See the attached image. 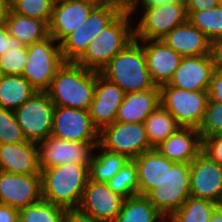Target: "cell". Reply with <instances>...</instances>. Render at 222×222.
Returning a JSON list of instances; mask_svg holds the SVG:
<instances>
[{
    "label": "cell",
    "mask_w": 222,
    "mask_h": 222,
    "mask_svg": "<svg viewBox=\"0 0 222 222\" xmlns=\"http://www.w3.org/2000/svg\"><path fill=\"white\" fill-rule=\"evenodd\" d=\"M97 72L75 62H65L46 91L54 106L89 111L94 98Z\"/></svg>",
    "instance_id": "obj_1"
},
{
    "label": "cell",
    "mask_w": 222,
    "mask_h": 222,
    "mask_svg": "<svg viewBox=\"0 0 222 222\" xmlns=\"http://www.w3.org/2000/svg\"><path fill=\"white\" fill-rule=\"evenodd\" d=\"M41 198L65 209L77 208L89 179V165L61 164L40 170Z\"/></svg>",
    "instance_id": "obj_2"
},
{
    "label": "cell",
    "mask_w": 222,
    "mask_h": 222,
    "mask_svg": "<svg viewBox=\"0 0 222 222\" xmlns=\"http://www.w3.org/2000/svg\"><path fill=\"white\" fill-rule=\"evenodd\" d=\"M129 11H123L88 44L76 64L100 72L111 59L134 40V25Z\"/></svg>",
    "instance_id": "obj_3"
},
{
    "label": "cell",
    "mask_w": 222,
    "mask_h": 222,
    "mask_svg": "<svg viewBox=\"0 0 222 222\" xmlns=\"http://www.w3.org/2000/svg\"><path fill=\"white\" fill-rule=\"evenodd\" d=\"M100 74L117 84L125 93L144 91L156 86L147 69L142 44L135 39L117 53Z\"/></svg>",
    "instance_id": "obj_4"
},
{
    "label": "cell",
    "mask_w": 222,
    "mask_h": 222,
    "mask_svg": "<svg viewBox=\"0 0 222 222\" xmlns=\"http://www.w3.org/2000/svg\"><path fill=\"white\" fill-rule=\"evenodd\" d=\"M50 35L27 46L28 58L22 76L37 92H46L57 70L65 63L60 44Z\"/></svg>",
    "instance_id": "obj_5"
},
{
    "label": "cell",
    "mask_w": 222,
    "mask_h": 222,
    "mask_svg": "<svg viewBox=\"0 0 222 222\" xmlns=\"http://www.w3.org/2000/svg\"><path fill=\"white\" fill-rule=\"evenodd\" d=\"M122 12L119 7L111 4L96 6L82 25L60 43L64 61L75 62L85 52L88 44Z\"/></svg>",
    "instance_id": "obj_6"
},
{
    "label": "cell",
    "mask_w": 222,
    "mask_h": 222,
    "mask_svg": "<svg viewBox=\"0 0 222 222\" xmlns=\"http://www.w3.org/2000/svg\"><path fill=\"white\" fill-rule=\"evenodd\" d=\"M160 88L161 106L166 109L181 127L198 129L208 102L207 91H187L164 84Z\"/></svg>",
    "instance_id": "obj_7"
},
{
    "label": "cell",
    "mask_w": 222,
    "mask_h": 222,
    "mask_svg": "<svg viewBox=\"0 0 222 222\" xmlns=\"http://www.w3.org/2000/svg\"><path fill=\"white\" fill-rule=\"evenodd\" d=\"M142 9V18L134 27L135 40H161L173 28L187 21V7L183 1Z\"/></svg>",
    "instance_id": "obj_8"
},
{
    "label": "cell",
    "mask_w": 222,
    "mask_h": 222,
    "mask_svg": "<svg viewBox=\"0 0 222 222\" xmlns=\"http://www.w3.org/2000/svg\"><path fill=\"white\" fill-rule=\"evenodd\" d=\"M54 104L46 92H36L14 110L27 141L39 143L51 136Z\"/></svg>",
    "instance_id": "obj_9"
},
{
    "label": "cell",
    "mask_w": 222,
    "mask_h": 222,
    "mask_svg": "<svg viewBox=\"0 0 222 222\" xmlns=\"http://www.w3.org/2000/svg\"><path fill=\"white\" fill-rule=\"evenodd\" d=\"M189 179L190 163L168 160L167 183L159 189H153L146 197L163 216L168 218L190 197Z\"/></svg>",
    "instance_id": "obj_10"
},
{
    "label": "cell",
    "mask_w": 222,
    "mask_h": 222,
    "mask_svg": "<svg viewBox=\"0 0 222 222\" xmlns=\"http://www.w3.org/2000/svg\"><path fill=\"white\" fill-rule=\"evenodd\" d=\"M99 144L108 151L134 159L153 149L147 139L144 123L114 121L99 132Z\"/></svg>",
    "instance_id": "obj_11"
},
{
    "label": "cell",
    "mask_w": 222,
    "mask_h": 222,
    "mask_svg": "<svg viewBox=\"0 0 222 222\" xmlns=\"http://www.w3.org/2000/svg\"><path fill=\"white\" fill-rule=\"evenodd\" d=\"M99 142H73L53 136L38 143L39 169L71 163L90 165L93 149Z\"/></svg>",
    "instance_id": "obj_12"
},
{
    "label": "cell",
    "mask_w": 222,
    "mask_h": 222,
    "mask_svg": "<svg viewBox=\"0 0 222 222\" xmlns=\"http://www.w3.org/2000/svg\"><path fill=\"white\" fill-rule=\"evenodd\" d=\"M51 136L73 142H99V130L87 110L55 106Z\"/></svg>",
    "instance_id": "obj_13"
},
{
    "label": "cell",
    "mask_w": 222,
    "mask_h": 222,
    "mask_svg": "<svg viewBox=\"0 0 222 222\" xmlns=\"http://www.w3.org/2000/svg\"><path fill=\"white\" fill-rule=\"evenodd\" d=\"M190 196L222 203V166L201 151L190 162Z\"/></svg>",
    "instance_id": "obj_14"
},
{
    "label": "cell",
    "mask_w": 222,
    "mask_h": 222,
    "mask_svg": "<svg viewBox=\"0 0 222 222\" xmlns=\"http://www.w3.org/2000/svg\"><path fill=\"white\" fill-rule=\"evenodd\" d=\"M41 175H21L0 170V203L21 209L41 200Z\"/></svg>",
    "instance_id": "obj_15"
},
{
    "label": "cell",
    "mask_w": 222,
    "mask_h": 222,
    "mask_svg": "<svg viewBox=\"0 0 222 222\" xmlns=\"http://www.w3.org/2000/svg\"><path fill=\"white\" fill-rule=\"evenodd\" d=\"M125 198L113 192L107 183L88 179L78 209L100 222H113Z\"/></svg>",
    "instance_id": "obj_16"
},
{
    "label": "cell",
    "mask_w": 222,
    "mask_h": 222,
    "mask_svg": "<svg viewBox=\"0 0 222 222\" xmlns=\"http://www.w3.org/2000/svg\"><path fill=\"white\" fill-rule=\"evenodd\" d=\"M215 68L213 55L183 56L168 85L187 91H207Z\"/></svg>",
    "instance_id": "obj_17"
},
{
    "label": "cell",
    "mask_w": 222,
    "mask_h": 222,
    "mask_svg": "<svg viewBox=\"0 0 222 222\" xmlns=\"http://www.w3.org/2000/svg\"><path fill=\"white\" fill-rule=\"evenodd\" d=\"M124 96L125 92L117 84L110 82L97 72L94 98L89 113L99 132L116 120Z\"/></svg>",
    "instance_id": "obj_18"
},
{
    "label": "cell",
    "mask_w": 222,
    "mask_h": 222,
    "mask_svg": "<svg viewBox=\"0 0 222 222\" xmlns=\"http://www.w3.org/2000/svg\"><path fill=\"white\" fill-rule=\"evenodd\" d=\"M95 4L80 0H55L49 35L59 44L86 20Z\"/></svg>",
    "instance_id": "obj_19"
},
{
    "label": "cell",
    "mask_w": 222,
    "mask_h": 222,
    "mask_svg": "<svg viewBox=\"0 0 222 222\" xmlns=\"http://www.w3.org/2000/svg\"><path fill=\"white\" fill-rule=\"evenodd\" d=\"M137 41L143 42L141 44L146 57V65L153 83L159 87L168 84L183 56L176 53L162 39Z\"/></svg>",
    "instance_id": "obj_20"
},
{
    "label": "cell",
    "mask_w": 222,
    "mask_h": 222,
    "mask_svg": "<svg viewBox=\"0 0 222 222\" xmlns=\"http://www.w3.org/2000/svg\"><path fill=\"white\" fill-rule=\"evenodd\" d=\"M0 170L13 174H40L38 144L27 141L0 144Z\"/></svg>",
    "instance_id": "obj_21"
},
{
    "label": "cell",
    "mask_w": 222,
    "mask_h": 222,
    "mask_svg": "<svg viewBox=\"0 0 222 222\" xmlns=\"http://www.w3.org/2000/svg\"><path fill=\"white\" fill-rule=\"evenodd\" d=\"M155 149L170 161L190 163L202 151V140L198 129L180 127Z\"/></svg>",
    "instance_id": "obj_22"
},
{
    "label": "cell",
    "mask_w": 222,
    "mask_h": 222,
    "mask_svg": "<svg viewBox=\"0 0 222 222\" xmlns=\"http://www.w3.org/2000/svg\"><path fill=\"white\" fill-rule=\"evenodd\" d=\"M162 40L181 56L213 55V43L188 21L173 28Z\"/></svg>",
    "instance_id": "obj_23"
},
{
    "label": "cell",
    "mask_w": 222,
    "mask_h": 222,
    "mask_svg": "<svg viewBox=\"0 0 222 222\" xmlns=\"http://www.w3.org/2000/svg\"><path fill=\"white\" fill-rule=\"evenodd\" d=\"M138 174L139 195L147 196L153 189L167 183L168 159L155 148L133 159Z\"/></svg>",
    "instance_id": "obj_24"
},
{
    "label": "cell",
    "mask_w": 222,
    "mask_h": 222,
    "mask_svg": "<svg viewBox=\"0 0 222 222\" xmlns=\"http://www.w3.org/2000/svg\"><path fill=\"white\" fill-rule=\"evenodd\" d=\"M160 105L159 86L144 91L125 93L115 121L144 123L145 119Z\"/></svg>",
    "instance_id": "obj_25"
},
{
    "label": "cell",
    "mask_w": 222,
    "mask_h": 222,
    "mask_svg": "<svg viewBox=\"0 0 222 222\" xmlns=\"http://www.w3.org/2000/svg\"><path fill=\"white\" fill-rule=\"evenodd\" d=\"M9 34L28 46L49 36V25L43 21L14 13L10 8L5 14Z\"/></svg>",
    "instance_id": "obj_26"
},
{
    "label": "cell",
    "mask_w": 222,
    "mask_h": 222,
    "mask_svg": "<svg viewBox=\"0 0 222 222\" xmlns=\"http://www.w3.org/2000/svg\"><path fill=\"white\" fill-rule=\"evenodd\" d=\"M37 91L21 75H3L0 79V108L16 110Z\"/></svg>",
    "instance_id": "obj_27"
},
{
    "label": "cell",
    "mask_w": 222,
    "mask_h": 222,
    "mask_svg": "<svg viewBox=\"0 0 222 222\" xmlns=\"http://www.w3.org/2000/svg\"><path fill=\"white\" fill-rule=\"evenodd\" d=\"M98 153L91 157L89 165V179L98 183H107L121 168L129 158L123 154L105 150L100 144L96 145Z\"/></svg>",
    "instance_id": "obj_28"
},
{
    "label": "cell",
    "mask_w": 222,
    "mask_h": 222,
    "mask_svg": "<svg viewBox=\"0 0 222 222\" xmlns=\"http://www.w3.org/2000/svg\"><path fill=\"white\" fill-rule=\"evenodd\" d=\"M113 222H167L146 196L125 198Z\"/></svg>",
    "instance_id": "obj_29"
},
{
    "label": "cell",
    "mask_w": 222,
    "mask_h": 222,
    "mask_svg": "<svg viewBox=\"0 0 222 222\" xmlns=\"http://www.w3.org/2000/svg\"><path fill=\"white\" fill-rule=\"evenodd\" d=\"M146 136L152 148L157 147L181 126L161 105L144 121Z\"/></svg>",
    "instance_id": "obj_30"
},
{
    "label": "cell",
    "mask_w": 222,
    "mask_h": 222,
    "mask_svg": "<svg viewBox=\"0 0 222 222\" xmlns=\"http://www.w3.org/2000/svg\"><path fill=\"white\" fill-rule=\"evenodd\" d=\"M217 206L212 201L190 196L180 209L167 218V222H210L212 212Z\"/></svg>",
    "instance_id": "obj_31"
},
{
    "label": "cell",
    "mask_w": 222,
    "mask_h": 222,
    "mask_svg": "<svg viewBox=\"0 0 222 222\" xmlns=\"http://www.w3.org/2000/svg\"><path fill=\"white\" fill-rule=\"evenodd\" d=\"M187 21L214 43L222 37V6L208 10L187 12Z\"/></svg>",
    "instance_id": "obj_32"
},
{
    "label": "cell",
    "mask_w": 222,
    "mask_h": 222,
    "mask_svg": "<svg viewBox=\"0 0 222 222\" xmlns=\"http://www.w3.org/2000/svg\"><path fill=\"white\" fill-rule=\"evenodd\" d=\"M108 187L123 198L139 195L137 167L133 159L126 164L108 182Z\"/></svg>",
    "instance_id": "obj_33"
},
{
    "label": "cell",
    "mask_w": 222,
    "mask_h": 222,
    "mask_svg": "<svg viewBox=\"0 0 222 222\" xmlns=\"http://www.w3.org/2000/svg\"><path fill=\"white\" fill-rule=\"evenodd\" d=\"M65 211V208L41 199L19 209V222H63Z\"/></svg>",
    "instance_id": "obj_34"
},
{
    "label": "cell",
    "mask_w": 222,
    "mask_h": 222,
    "mask_svg": "<svg viewBox=\"0 0 222 222\" xmlns=\"http://www.w3.org/2000/svg\"><path fill=\"white\" fill-rule=\"evenodd\" d=\"M54 2L55 0H17L10 9L19 15L43 20L49 25Z\"/></svg>",
    "instance_id": "obj_35"
},
{
    "label": "cell",
    "mask_w": 222,
    "mask_h": 222,
    "mask_svg": "<svg viewBox=\"0 0 222 222\" xmlns=\"http://www.w3.org/2000/svg\"><path fill=\"white\" fill-rule=\"evenodd\" d=\"M27 142L13 110L0 108V144Z\"/></svg>",
    "instance_id": "obj_36"
},
{
    "label": "cell",
    "mask_w": 222,
    "mask_h": 222,
    "mask_svg": "<svg viewBox=\"0 0 222 222\" xmlns=\"http://www.w3.org/2000/svg\"><path fill=\"white\" fill-rule=\"evenodd\" d=\"M201 140L216 134H222V103L208 99L205 115L198 128Z\"/></svg>",
    "instance_id": "obj_37"
},
{
    "label": "cell",
    "mask_w": 222,
    "mask_h": 222,
    "mask_svg": "<svg viewBox=\"0 0 222 222\" xmlns=\"http://www.w3.org/2000/svg\"><path fill=\"white\" fill-rule=\"evenodd\" d=\"M28 58L27 46L12 47L0 56V69L3 75H21Z\"/></svg>",
    "instance_id": "obj_38"
},
{
    "label": "cell",
    "mask_w": 222,
    "mask_h": 222,
    "mask_svg": "<svg viewBox=\"0 0 222 222\" xmlns=\"http://www.w3.org/2000/svg\"><path fill=\"white\" fill-rule=\"evenodd\" d=\"M202 151L222 166V134L205 138L202 141Z\"/></svg>",
    "instance_id": "obj_39"
},
{
    "label": "cell",
    "mask_w": 222,
    "mask_h": 222,
    "mask_svg": "<svg viewBox=\"0 0 222 222\" xmlns=\"http://www.w3.org/2000/svg\"><path fill=\"white\" fill-rule=\"evenodd\" d=\"M207 94L212 101L222 103V66H216Z\"/></svg>",
    "instance_id": "obj_40"
},
{
    "label": "cell",
    "mask_w": 222,
    "mask_h": 222,
    "mask_svg": "<svg viewBox=\"0 0 222 222\" xmlns=\"http://www.w3.org/2000/svg\"><path fill=\"white\" fill-rule=\"evenodd\" d=\"M24 44L9 34L5 23L0 25V56L12 47H22Z\"/></svg>",
    "instance_id": "obj_41"
},
{
    "label": "cell",
    "mask_w": 222,
    "mask_h": 222,
    "mask_svg": "<svg viewBox=\"0 0 222 222\" xmlns=\"http://www.w3.org/2000/svg\"><path fill=\"white\" fill-rule=\"evenodd\" d=\"M63 222H100L78 208L66 209Z\"/></svg>",
    "instance_id": "obj_42"
},
{
    "label": "cell",
    "mask_w": 222,
    "mask_h": 222,
    "mask_svg": "<svg viewBox=\"0 0 222 222\" xmlns=\"http://www.w3.org/2000/svg\"><path fill=\"white\" fill-rule=\"evenodd\" d=\"M218 0H188L186 2L187 12L208 10L216 7Z\"/></svg>",
    "instance_id": "obj_43"
},
{
    "label": "cell",
    "mask_w": 222,
    "mask_h": 222,
    "mask_svg": "<svg viewBox=\"0 0 222 222\" xmlns=\"http://www.w3.org/2000/svg\"><path fill=\"white\" fill-rule=\"evenodd\" d=\"M0 222H19V210L0 203Z\"/></svg>",
    "instance_id": "obj_44"
},
{
    "label": "cell",
    "mask_w": 222,
    "mask_h": 222,
    "mask_svg": "<svg viewBox=\"0 0 222 222\" xmlns=\"http://www.w3.org/2000/svg\"><path fill=\"white\" fill-rule=\"evenodd\" d=\"M180 0H139L138 3L129 11L131 15L137 11V7L141 5V8L155 7L164 5L167 3H172ZM140 3V4H139Z\"/></svg>",
    "instance_id": "obj_45"
},
{
    "label": "cell",
    "mask_w": 222,
    "mask_h": 222,
    "mask_svg": "<svg viewBox=\"0 0 222 222\" xmlns=\"http://www.w3.org/2000/svg\"><path fill=\"white\" fill-rule=\"evenodd\" d=\"M105 4L119 7L122 11H130L139 0H104Z\"/></svg>",
    "instance_id": "obj_46"
},
{
    "label": "cell",
    "mask_w": 222,
    "mask_h": 222,
    "mask_svg": "<svg viewBox=\"0 0 222 222\" xmlns=\"http://www.w3.org/2000/svg\"><path fill=\"white\" fill-rule=\"evenodd\" d=\"M212 53L216 66H222V37L213 43Z\"/></svg>",
    "instance_id": "obj_47"
},
{
    "label": "cell",
    "mask_w": 222,
    "mask_h": 222,
    "mask_svg": "<svg viewBox=\"0 0 222 222\" xmlns=\"http://www.w3.org/2000/svg\"><path fill=\"white\" fill-rule=\"evenodd\" d=\"M210 222H222V206L218 205L212 212Z\"/></svg>",
    "instance_id": "obj_48"
},
{
    "label": "cell",
    "mask_w": 222,
    "mask_h": 222,
    "mask_svg": "<svg viewBox=\"0 0 222 222\" xmlns=\"http://www.w3.org/2000/svg\"><path fill=\"white\" fill-rule=\"evenodd\" d=\"M7 9L8 7L5 0H0V25L3 24L5 21V14Z\"/></svg>",
    "instance_id": "obj_49"
},
{
    "label": "cell",
    "mask_w": 222,
    "mask_h": 222,
    "mask_svg": "<svg viewBox=\"0 0 222 222\" xmlns=\"http://www.w3.org/2000/svg\"><path fill=\"white\" fill-rule=\"evenodd\" d=\"M80 1L90 2L92 4H95L96 6H100V5L105 4L104 0H80Z\"/></svg>",
    "instance_id": "obj_50"
},
{
    "label": "cell",
    "mask_w": 222,
    "mask_h": 222,
    "mask_svg": "<svg viewBox=\"0 0 222 222\" xmlns=\"http://www.w3.org/2000/svg\"><path fill=\"white\" fill-rule=\"evenodd\" d=\"M17 0H5L6 5L8 8H10Z\"/></svg>",
    "instance_id": "obj_51"
},
{
    "label": "cell",
    "mask_w": 222,
    "mask_h": 222,
    "mask_svg": "<svg viewBox=\"0 0 222 222\" xmlns=\"http://www.w3.org/2000/svg\"><path fill=\"white\" fill-rule=\"evenodd\" d=\"M218 5L222 6V0H218Z\"/></svg>",
    "instance_id": "obj_52"
},
{
    "label": "cell",
    "mask_w": 222,
    "mask_h": 222,
    "mask_svg": "<svg viewBox=\"0 0 222 222\" xmlns=\"http://www.w3.org/2000/svg\"><path fill=\"white\" fill-rule=\"evenodd\" d=\"M2 76H3V74H2L1 69H0V79L2 78Z\"/></svg>",
    "instance_id": "obj_53"
}]
</instances>
